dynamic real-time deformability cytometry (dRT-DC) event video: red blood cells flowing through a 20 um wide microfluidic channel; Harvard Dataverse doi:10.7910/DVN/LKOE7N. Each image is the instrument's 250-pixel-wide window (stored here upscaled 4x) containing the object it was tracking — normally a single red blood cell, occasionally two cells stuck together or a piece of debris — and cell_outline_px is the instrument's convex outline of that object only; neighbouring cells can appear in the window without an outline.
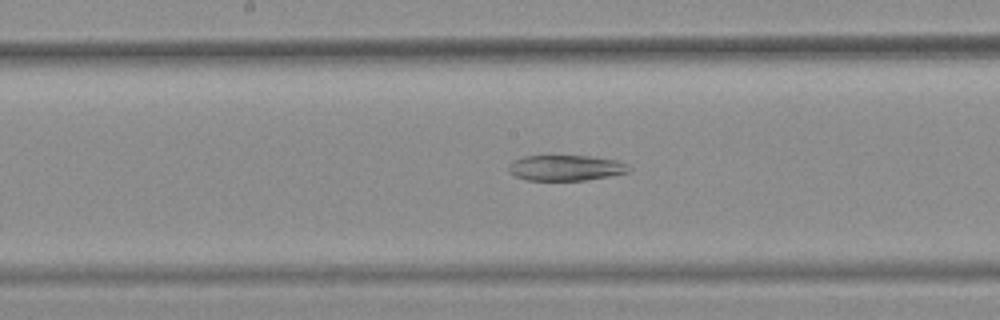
{"species": "common noctule bat (a hibernating species)", "species_latin": "Nyctalus noctula", "temperature_condition": "warm", "stored_images_in_passage": 33, "camera_frame_rate_fps": 3000, "um_per_image_px": 0.085, "animal": {"sex": "female", "body_mass_g": 25.1}, "frame": {"image": 1, "passage_image": 15, "time_ms": 4.667, "image_size_px": [1000, 320], "cell_outline_px": [[632, 172], [588, 180], [528, 180], [516, 176], [508, 172], [508, 164], [512, 160], [524, 156], [592, 156], [616, 160], [632, 168]], "centroid_in_image_um": [48.09, 14.27], "position_along_channel_um": 200.1, "area_um2": 18.09}}
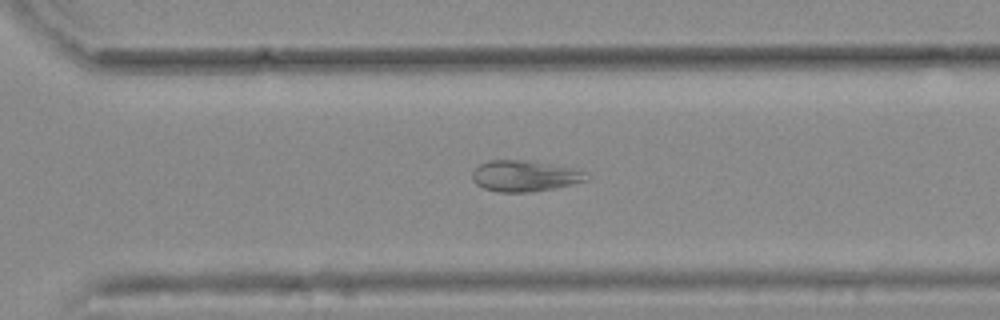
{"frame": {"image": 2, "passage_image": 25, "time_ms": 8.0, "image_size_px": [1000, 320], "cell_outline_px": [[592, 176], [588, 180], [556, 188], [528, 192], [496, 192], [484, 188], [476, 184], [472, 180], [472, 172], [480, 164], [488, 160], [528, 160], [556, 164], [580, 168]], "centroid_in_image_um": [44.68, 14.94], "position_along_channel_um": 325.9, "area_um2": 21.21}}
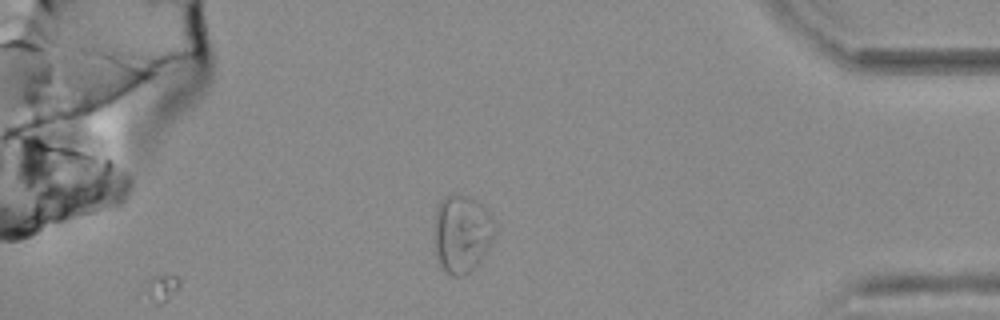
{"frame": {"image": 3, "passage_image": 33, "time_ms": 10.667, "image_size_px": [1000, 320], "cell_outline_px": [[496, 232], [488, 248], [480, 260], [464, 276], [452, 276], [440, 264], [436, 252], [436, 208], [440, 200], [444, 196], [468, 196], [488, 208], [496, 224]], "centroid_in_image_um": [39.31, 19.83], "position_along_channel_um": 395.9, "area_um2": 27.05}, "authors_computed_cell_mechanics": {"area_um2": 20.6346, "velocity_mm_per_s": 3.7811, "shape_relaxation_time_tau1_ms": null, "shape_relaxation_time_tau2_ms": 3.4871, "deformation_change_tau1": null, "deformation_change_tau2": 0.0877}}